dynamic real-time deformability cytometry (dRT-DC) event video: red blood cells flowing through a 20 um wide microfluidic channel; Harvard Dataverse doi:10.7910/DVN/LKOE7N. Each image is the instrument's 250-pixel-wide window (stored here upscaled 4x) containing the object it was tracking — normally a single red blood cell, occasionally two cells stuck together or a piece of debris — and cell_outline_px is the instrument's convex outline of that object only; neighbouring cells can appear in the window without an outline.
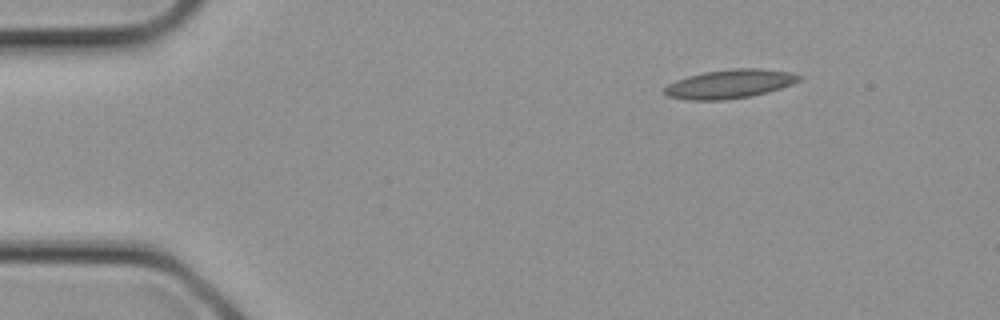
{"species": "common noctule bat (a hibernating species)", "species_latin": "Nyctalus noctula", "temperature_condition": "cold", "stored_images_in_passage": 2, "camera_frame_rate_fps": 3000, "um_per_image_px": 0.085, "animal": {"sex": "female", "body_mass_g": 21.9}, "frame": {"image": 1, "passage_image": 1, "time_ms": 0.0, "image_size_px": [1000, 320], "cell_outline_px": [[800, 80], [792, 84], [768, 92], [752, 96], [724, 100], [688, 100], [668, 96], [664, 92], [664, 88], [668, 84], [676, 80], [688, 76], [704, 72], [732, 68], [764, 68], [792, 72], [800, 76]], "centroid_in_image_um": [62.04, 7.13], "position_along_channel_um": 23.0, "area_um2": 22.72}}